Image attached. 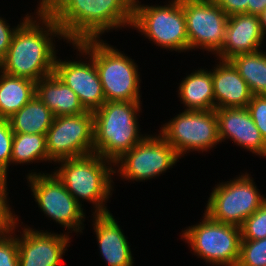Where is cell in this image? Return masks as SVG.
Returning <instances> with one entry per match:
<instances>
[{
	"mask_svg": "<svg viewBox=\"0 0 266 266\" xmlns=\"http://www.w3.org/2000/svg\"><path fill=\"white\" fill-rule=\"evenodd\" d=\"M13 136L8 119L0 118V171L5 174L11 165Z\"/></svg>",
	"mask_w": 266,
	"mask_h": 266,
	"instance_id": "obj_29",
	"label": "cell"
},
{
	"mask_svg": "<svg viewBox=\"0 0 266 266\" xmlns=\"http://www.w3.org/2000/svg\"><path fill=\"white\" fill-rule=\"evenodd\" d=\"M21 228L23 233L17 237L19 266L60 265L67 247H70L71 237L67 232H44L27 225Z\"/></svg>",
	"mask_w": 266,
	"mask_h": 266,
	"instance_id": "obj_15",
	"label": "cell"
},
{
	"mask_svg": "<svg viewBox=\"0 0 266 266\" xmlns=\"http://www.w3.org/2000/svg\"><path fill=\"white\" fill-rule=\"evenodd\" d=\"M213 68L215 109L247 108L253 95L233 64L229 60H220Z\"/></svg>",
	"mask_w": 266,
	"mask_h": 266,
	"instance_id": "obj_19",
	"label": "cell"
},
{
	"mask_svg": "<svg viewBox=\"0 0 266 266\" xmlns=\"http://www.w3.org/2000/svg\"><path fill=\"white\" fill-rule=\"evenodd\" d=\"M46 149L53 164L94 153L93 112L55 117L46 133Z\"/></svg>",
	"mask_w": 266,
	"mask_h": 266,
	"instance_id": "obj_12",
	"label": "cell"
},
{
	"mask_svg": "<svg viewBox=\"0 0 266 266\" xmlns=\"http://www.w3.org/2000/svg\"><path fill=\"white\" fill-rule=\"evenodd\" d=\"M166 5H145L134 0L131 28L138 30L154 45L169 51L189 52L186 18L181 0Z\"/></svg>",
	"mask_w": 266,
	"mask_h": 266,
	"instance_id": "obj_6",
	"label": "cell"
},
{
	"mask_svg": "<svg viewBox=\"0 0 266 266\" xmlns=\"http://www.w3.org/2000/svg\"><path fill=\"white\" fill-rule=\"evenodd\" d=\"M220 143L230 139L234 144L266 158V141L247 108L215 109ZM227 138V139H226Z\"/></svg>",
	"mask_w": 266,
	"mask_h": 266,
	"instance_id": "obj_16",
	"label": "cell"
},
{
	"mask_svg": "<svg viewBox=\"0 0 266 266\" xmlns=\"http://www.w3.org/2000/svg\"><path fill=\"white\" fill-rule=\"evenodd\" d=\"M216 186V187H215ZM204 212L213 220L241 227L266 200L247 172L215 185Z\"/></svg>",
	"mask_w": 266,
	"mask_h": 266,
	"instance_id": "obj_8",
	"label": "cell"
},
{
	"mask_svg": "<svg viewBox=\"0 0 266 266\" xmlns=\"http://www.w3.org/2000/svg\"><path fill=\"white\" fill-rule=\"evenodd\" d=\"M92 215V226L102 259L108 266H133L134 257L128 238L112 213Z\"/></svg>",
	"mask_w": 266,
	"mask_h": 266,
	"instance_id": "obj_18",
	"label": "cell"
},
{
	"mask_svg": "<svg viewBox=\"0 0 266 266\" xmlns=\"http://www.w3.org/2000/svg\"><path fill=\"white\" fill-rule=\"evenodd\" d=\"M56 163L60 167L53 173L81 206H84L82 201H88L95 210L93 214L110 213L105 203L114 190V164L111 161L97 153H91Z\"/></svg>",
	"mask_w": 266,
	"mask_h": 266,
	"instance_id": "obj_4",
	"label": "cell"
},
{
	"mask_svg": "<svg viewBox=\"0 0 266 266\" xmlns=\"http://www.w3.org/2000/svg\"><path fill=\"white\" fill-rule=\"evenodd\" d=\"M223 9L227 16L236 14H248L249 0H214Z\"/></svg>",
	"mask_w": 266,
	"mask_h": 266,
	"instance_id": "obj_33",
	"label": "cell"
},
{
	"mask_svg": "<svg viewBox=\"0 0 266 266\" xmlns=\"http://www.w3.org/2000/svg\"><path fill=\"white\" fill-rule=\"evenodd\" d=\"M37 5L35 17L30 15L18 27L5 57L0 61V70L4 73L34 82L54 73L58 54L54 37L64 39L54 19L39 2Z\"/></svg>",
	"mask_w": 266,
	"mask_h": 266,
	"instance_id": "obj_2",
	"label": "cell"
},
{
	"mask_svg": "<svg viewBox=\"0 0 266 266\" xmlns=\"http://www.w3.org/2000/svg\"><path fill=\"white\" fill-rule=\"evenodd\" d=\"M160 129L180 159L186 152H207L220 142L216 110H183Z\"/></svg>",
	"mask_w": 266,
	"mask_h": 266,
	"instance_id": "obj_9",
	"label": "cell"
},
{
	"mask_svg": "<svg viewBox=\"0 0 266 266\" xmlns=\"http://www.w3.org/2000/svg\"><path fill=\"white\" fill-rule=\"evenodd\" d=\"M103 39H88L77 44L94 60L106 102L141 101L140 72L134 59Z\"/></svg>",
	"mask_w": 266,
	"mask_h": 266,
	"instance_id": "obj_5",
	"label": "cell"
},
{
	"mask_svg": "<svg viewBox=\"0 0 266 266\" xmlns=\"http://www.w3.org/2000/svg\"><path fill=\"white\" fill-rule=\"evenodd\" d=\"M36 94V82L0 70V118L9 119Z\"/></svg>",
	"mask_w": 266,
	"mask_h": 266,
	"instance_id": "obj_22",
	"label": "cell"
},
{
	"mask_svg": "<svg viewBox=\"0 0 266 266\" xmlns=\"http://www.w3.org/2000/svg\"><path fill=\"white\" fill-rule=\"evenodd\" d=\"M178 97L184 110H215L212 71L199 68L182 79Z\"/></svg>",
	"mask_w": 266,
	"mask_h": 266,
	"instance_id": "obj_21",
	"label": "cell"
},
{
	"mask_svg": "<svg viewBox=\"0 0 266 266\" xmlns=\"http://www.w3.org/2000/svg\"><path fill=\"white\" fill-rule=\"evenodd\" d=\"M141 106L142 101H108L95 110L94 153L114 164L140 143L147 136L139 129Z\"/></svg>",
	"mask_w": 266,
	"mask_h": 266,
	"instance_id": "obj_3",
	"label": "cell"
},
{
	"mask_svg": "<svg viewBox=\"0 0 266 266\" xmlns=\"http://www.w3.org/2000/svg\"><path fill=\"white\" fill-rule=\"evenodd\" d=\"M26 178L34 201L46 217L69 230L68 234L83 233L86 213L53 171L49 174L31 170Z\"/></svg>",
	"mask_w": 266,
	"mask_h": 266,
	"instance_id": "obj_10",
	"label": "cell"
},
{
	"mask_svg": "<svg viewBox=\"0 0 266 266\" xmlns=\"http://www.w3.org/2000/svg\"><path fill=\"white\" fill-rule=\"evenodd\" d=\"M18 221L9 229L0 230V266H19L16 227Z\"/></svg>",
	"mask_w": 266,
	"mask_h": 266,
	"instance_id": "obj_27",
	"label": "cell"
},
{
	"mask_svg": "<svg viewBox=\"0 0 266 266\" xmlns=\"http://www.w3.org/2000/svg\"><path fill=\"white\" fill-rule=\"evenodd\" d=\"M7 175L0 171V230L9 229L19 221L9 204Z\"/></svg>",
	"mask_w": 266,
	"mask_h": 266,
	"instance_id": "obj_30",
	"label": "cell"
},
{
	"mask_svg": "<svg viewBox=\"0 0 266 266\" xmlns=\"http://www.w3.org/2000/svg\"><path fill=\"white\" fill-rule=\"evenodd\" d=\"M266 8V0H249L248 14L259 16Z\"/></svg>",
	"mask_w": 266,
	"mask_h": 266,
	"instance_id": "obj_34",
	"label": "cell"
},
{
	"mask_svg": "<svg viewBox=\"0 0 266 266\" xmlns=\"http://www.w3.org/2000/svg\"><path fill=\"white\" fill-rule=\"evenodd\" d=\"M237 266H266V238L241 240Z\"/></svg>",
	"mask_w": 266,
	"mask_h": 266,
	"instance_id": "obj_26",
	"label": "cell"
},
{
	"mask_svg": "<svg viewBox=\"0 0 266 266\" xmlns=\"http://www.w3.org/2000/svg\"><path fill=\"white\" fill-rule=\"evenodd\" d=\"M229 61L246 81L252 95H266V51L239 54Z\"/></svg>",
	"mask_w": 266,
	"mask_h": 266,
	"instance_id": "obj_24",
	"label": "cell"
},
{
	"mask_svg": "<svg viewBox=\"0 0 266 266\" xmlns=\"http://www.w3.org/2000/svg\"><path fill=\"white\" fill-rule=\"evenodd\" d=\"M30 15L26 14L22 21H20L21 23L17 24V27L13 26L14 28L6 22V19L0 16V61L5 57L15 31Z\"/></svg>",
	"mask_w": 266,
	"mask_h": 266,
	"instance_id": "obj_32",
	"label": "cell"
},
{
	"mask_svg": "<svg viewBox=\"0 0 266 266\" xmlns=\"http://www.w3.org/2000/svg\"><path fill=\"white\" fill-rule=\"evenodd\" d=\"M247 109L266 141V95H253L248 103Z\"/></svg>",
	"mask_w": 266,
	"mask_h": 266,
	"instance_id": "obj_31",
	"label": "cell"
},
{
	"mask_svg": "<svg viewBox=\"0 0 266 266\" xmlns=\"http://www.w3.org/2000/svg\"><path fill=\"white\" fill-rule=\"evenodd\" d=\"M263 35L266 37V8L258 16Z\"/></svg>",
	"mask_w": 266,
	"mask_h": 266,
	"instance_id": "obj_35",
	"label": "cell"
},
{
	"mask_svg": "<svg viewBox=\"0 0 266 266\" xmlns=\"http://www.w3.org/2000/svg\"><path fill=\"white\" fill-rule=\"evenodd\" d=\"M241 228L242 240H259L266 238V200L250 217Z\"/></svg>",
	"mask_w": 266,
	"mask_h": 266,
	"instance_id": "obj_28",
	"label": "cell"
},
{
	"mask_svg": "<svg viewBox=\"0 0 266 266\" xmlns=\"http://www.w3.org/2000/svg\"><path fill=\"white\" fill-rule=\"evenodd\" d=\"M178 159L174 148L160 134H149L114 163V174L124 180L147 181L167 172Z\"/></svg>",
	"mask_w": 266,
	"mask_h": 266,
	"instance_id": "obj_11",
	"label": "cell"
},
{
	"mask_svg": "<svg viewBox=\"0 0 266 266\" xmlns=\"http://www.w3.org/2000/svg\"><path fill=\"white\" fill-rule=\"evenodd\" d=\"M35 95L53 112L55 117L87 112L76 93L55 73L36 82Z\"/></svg>",
	"mask_w": 266,
	"mask_h": 266,
	"instance_id": "obj_20",
	"label": "cell"
},
{
	"mask_svg": "<svg viewBox=\"0 0 266 266\" xmlns=\"http://www.w3.org/2000/svg\"><path fill=\"white\" fill-rule=\"evenodd\" d=\"M198 224L182 230L181 238L193 254L216 266H237L240 258L241 228L221 223L203 213Z\"/></svg>",
	"mask_w": 266,
	"mask_h": 266,
	"instance_id": "obj_7",
	"label": "cell"
},
{
	"mask_svg": "<svg viewBox=\"0 0 266 266\" xmlns=\"http://www.w3.org/2000/svg\"><path fill=\"white\" fill-rule=\"evenodd\" d=\"M54 118L53 112L35 95L8 121L13 133L46 134Z\"/></svg>",
	"mask_w": 266,
	"mask_h": 266,
	"instance_id": "obj_23",
	"label": "cell"
},
{
	"mask_svg": "<svg viewBox=\"0 0 266 266\" xmlns=\"http://www.w3.org/2000/svg\"><path fill=\"white\" fill-rule=\"evenodd\" d=\"M72 45L79 51L77 55L87 56L85 61H64L56 56L54 73L76 93L87 111L94 112L106 102L98 71L94 60L77 43Z\"/></svg>",
	"mask_w": 266,
	"mask_h": 266,
	"instance_id": "obj_14",
	"label": "cell"
},
{
	"mask_svg": "<svg viewBox=\"0 0 266 266\" xmlns=\"http://www.w3.org/2000/svg\"><path fill=\"white\" fill-rule=\"evenodd\" d=\"M186 18L189 51L216 54L223 46L228 16L214 0H181Z\"/></svg>",
	"mask_w": 266,
	"mask_h": 266,
	"instance_id": "obj_13",
	"label": "cell"
},
{
	"mask_svg": "<svg viewBox=\"0 0 266 266\" xmlns=\"http://www.w3.org/2000/svg\"><path fill=\"white\" fill-rule=\"evenodd\" d=\"M60 27L64 41L78 43L111 30L131 28L134 0H39Z\"/></svg>",
	"mask_w": 266,
	"mask_h": 266,
	"instance_id": "obj_1",
	"label": "cell"
},
{
	"mask_svg": "<svg viewBox=\"0 0 266 266\" xmlns=\"http://www.w3.org/2000/svg\"><path fill=\"white\" fill-rule=\"evenodd\" d=\"M48 162L46 134L14 133L11 164Z\"/></svg>",
	"mask_w": 266,
	"mask_h": 266,
	"instance_id": "obj_25",
	"label": "cell"
},
{
	"mask_svg": "<svg viewBox=\"0 0 266 266\" xmlns=\"http://www.w3.org/2000/svg\"><path fill=\"white\" fill-rule=\"evenodd\" d=\"M264 37L259 17L252 14H236L228 17L225 41L216 53V60H229L232 57L260 50Z\"/></svg>",
	"mask_w": 266,
	"mask_h": 266,
	"instance_id": "obj_17",
	"label": "cell"
}]
</instances>
